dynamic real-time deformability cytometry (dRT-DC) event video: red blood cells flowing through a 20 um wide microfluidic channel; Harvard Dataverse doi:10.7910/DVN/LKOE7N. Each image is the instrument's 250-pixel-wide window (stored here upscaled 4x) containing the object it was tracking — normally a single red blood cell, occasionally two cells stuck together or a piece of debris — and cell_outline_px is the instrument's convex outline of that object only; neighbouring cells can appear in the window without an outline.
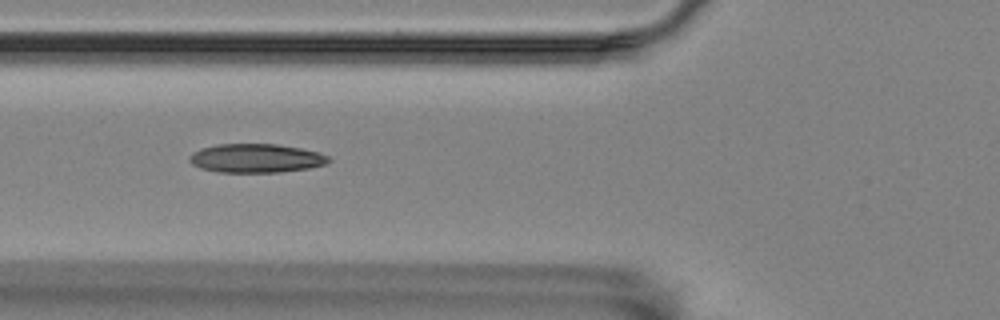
{"species": "Egyptian fruit bat (a non-hibernating species)", "species_latin": "Rousettus aegyptiacus", "temperature_condition": "room temperature", "stored_images_in_passage": 11, "camera_frame_rate_fps": 3000, "um_per_image_px": 0.085, "animal": {"sex": "female"}, "frame": {"image": 1, "passage_image": 4, "time_ms": 1.0, "image_size_px": [1000, 320], "cell_outline_px": [[332, 160], [324, 164], [308, 168], [280, 172], [216, 172], [200, 168], [192, 164], [188, 160], [188, 156], [192, 152], [200, 148], [216, 144], [276, 144], [300, 148], [316, 152], [328, 156]], "centroid_in_image_um": [21.7, 13.45], "position_along_channel_um": 104.1, "area_um2": 23.41}}
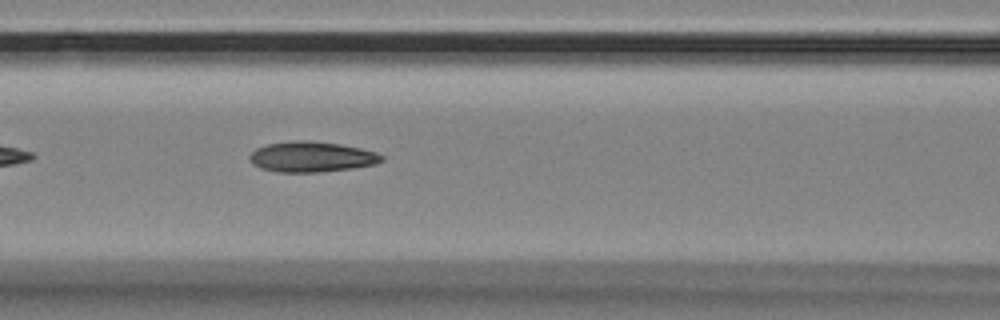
{"frame": {"image": 2, "passage_image": 7, "time_ms": 2.0, "image_size_px": [1000, 320], "cell_outline_px": [[384, 160], [376, 164], [352, 168], [320, 172], [276, 172], [260, 168], [252, 164], [248, 156], [256, 148], [268, 144], [288, 140], [308, 140], [340, 144], [360, 148], [376, 152], [384, 156]], "centroid_in_image_um": [26.47, 13.32], "position_along_channel_um": 140.1, "area_um2": 23.64}}
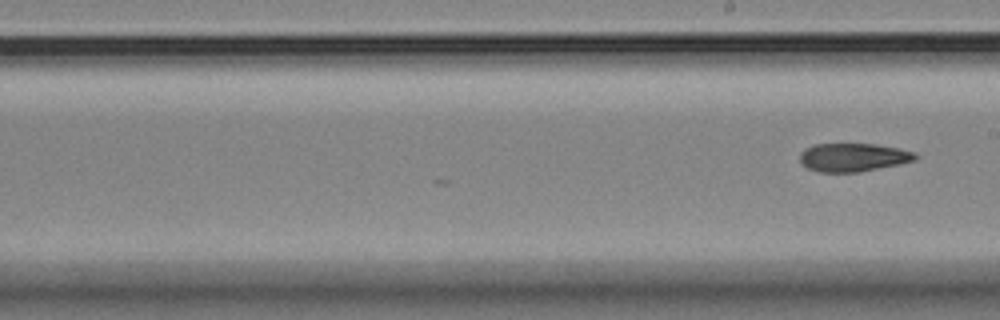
{"frame": {"image": 3, "passage_image": 11, "time_ms": 3.333, "image_size_px": [1000, 320], "cell_outline_px": [[916, 160], [900, 164], [860, 172], [820, 172], [808, 168], [800, 160], [800, 152], [816, 144], [876, 144], [916, 152]], "centroid_in_image_um": [72.55, 13.38], "position_along_channel_um": 216.5, "area_um2": 18.9}}